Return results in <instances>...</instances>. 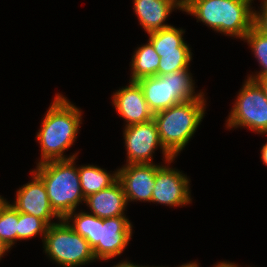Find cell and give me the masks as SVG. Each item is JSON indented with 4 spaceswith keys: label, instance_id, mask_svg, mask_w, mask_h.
Instances as JSON below:
<instances>
[{
    "label": "cell",
    "instance_id": "cell-12",
    "mask_svg": "<svg viewBox=\"0 0 267 267\" xmlns=\"http://www.w3.org/2000/svg\"><path fill=\"white\" fill-rule=\"evenodd\" d=\"M157 164H125L117 169L127 203L149 202L155 185Z\"/></svg>",
    "mask_w": 267,
    "mask_h": 267
},
{
    "label": "cell",
    "instance_id": "cell-9",
    "mask_svg": "<svg viewBox=\"0 0 267 267\" xmlns=\"http://www.w3.org/2000/svg\"><path fill=\"white\" fill-rule=\"evenodd\" d=\"M123 139L127 154L125 164H152L158 147L162 150L164 164L173 159L160 142L154 119L124 127Z\"/></svg>",
    "mask_w": 267,
    "mask_h": 267
},
{
    "label": "cell",
    "instance_id": "cell-11",
    "mask_svg": "<svg viewBox=\"0 0 267 267\" xmlns=\"http://www.w3.org/2000/svg\"><path fill=\"white\" fill-rule=\"evenodd\" d=\"M30 173L32 176L30 182L28 181L16 191L15 199L11 205L20 213L42 219L48 226L57 223L54 220L60 221L61 218L50 205L42 179L33 170Z\"/></svg>",
    "mask_w": 267,
    "mask_h": 267
},
{
    "label": "cell",
    "instance_id": "cell-25",
    "mask_svg": "<svg viewBox=\"0 0 267 267\" xmlns=\"http://www.w3.org/2000/svg\"><path fill=\"white\" fill-rule=\"evenodd\" d=\"M255 81L259 84V86L262 88L265 97L267 98V76L264 77H258L255 79Z\"/></svg>",
    "mask_w": 267,
    "mask_h": 267
},
{
    "label": "cell",
    "instance_id": "cell-28",
    "mask_svg": "<svg viewBox=\"0 0 267 267\" xmlns=\"http://www.w3.org/2000/svg\"><path fill=\"white\" fill-rule=\"evenodd\" d=\"M9 250H11V249L0 238V261H1L2 257H4V255L6 254V252H8Z\"/></svg>",
    "mask_w": 267,
    "mask_h": 267
},
{
    "label": "cell",
    "instance_id": "cell-15",
    "mask_svg": "<svg viewBox=\"0 0 267 267\" xmlns=\"http://www.w3.org/2000/svg\"><path fill=\"white\" fill-rule=\"evenodd\" d=\"M89 207V213L99 218H111L126 216L127 200L121 183L117 180L109 188L100 190L85 198V203Z\"/></svg>",
    "mask_w": 267,
    "mask_h": 267
},
{
    "label": "cell",
    "instance_id": "cell-10",
    "mask_svg": "<svg viewBox=\"0 0 267 267\" xmlns=\"http://www.w3.org/2000/svg\"><path fill=\"white\" fill-rule=\"evenodd\" d=\"M175 158L157 164L152 203L169 207H182L192 203L190 178L180 170L170 167ZM167 164V165H166Z\"/></svg>",
    "mask_w": 267,
    "mask_h": 267
},
{
    "label": "cell",
    "instance_id": "cell-14",
    "mask_svg": "<svg viewBox=\"0 0 267 267\" xmlns=\"http://www.w3.org/2000/svg\"><path fill=\"white\" fill-rule=\"evenodd\" d=\"M133 10L139 24L148 34L171 27L165 23L174 10L183 12V0H133Z\"/></svg>",
    "mask_w": 267,
    "mask_h": 267
},
{
    "label": "cell",
    "instance_id": "cell-27",
    "mask_svg": "<svg viewBox=\"0 0 267 267\" xmlns=\"http://www.w3.org/2000/svg\"><path fill=\"white\" fill-rule=\"evenodd\" d=\"M241 265H238V264H235V263H232L230 261H220L216 264H214V266L212 267H240ZM250 267V266H248Z\"/></svg>",
    "mask_w": 267,
    "mask_h": 267
},
{
    "label": "cell",
    "instance_id": "cell-19",
    "mask_svg": "<svg viewBox=\"0 0 267 267\" xmlns=\"http://www.w3.org/2000/svg\"><path fill=\"white\" fill-rule=\"evenodd\" d=\"M242 41L247 42L259 67H261L260 71L248 74L247 78L255 80L258 77L267 76V35H264L253 26Z\"/></svg>",
    "mask_w": 267,
    "mask_h": 267
},
{
    "label": "cell",
    "instance_id": "cell-24",
    "mask_svg": "<svg viewBox=\"0 0 267 267\" xmlns=\"http://www.w3.org/2000/svg\"><path fill=\"white\" fill-rule=\"evenodd\" d=\"M111 267H158V266H142V265H139V264H135L133 262H130L128 260H121L119 263H117L116 265L114 264V266H111Z\"/></svg>",
    "mask_w": 267,
    "mask_h": 267
},
{
    "label": "cell",
    "instance_id": "cell-20",
    "mask_svg": "<svg viewBox=\"0 0 267 267\" xmlns=\"http://www.w3.org/2000/svg\"><path fill=\"white\" fill-rule=\"evenodd\" d=\"M18 211L7 200L0 207V238L12 249L17 244Z\"/></svg>",
    "mask_w": 267,
    "mask_h": 267
},
{
    "label": "cell",
    "instance_id": "cell-23",
    "mask_svg": "<svg viewBox=\"0 0 267 267\" xmlns=\"http://www.w3.org/2000/svg\"><path fill=\"white\" fill-rule=\"evenodd\" d=\"M259 5V10L254 9L253 26L264 35H267V0H261Z\"/></svg>",
    "mask_w": 267,
    "mask_h": 267
},
{
    "label": "cell",
    "instance_id": "cell-16",
    "mask_svg": "<svg viewBox=\"0 0 267 267\" xmlns=\"http://www.w3.org/2000/svg\"><path fill=\"white\" fill-rule=\"evenodd\" d=\"M185 30L171 26L148 33V41L161 57L170 54H193L191 47L184 39Z\"/></svg>",
    "mask_w": 267,
    "mask_h": 267
},
{
    "label": "cell",
    "instance_id": "cell-22",
    "mask_svg": "<svg viewBox=\"0 0 267 267\" xmlns=\"http://www.w3.org/2000/svg\"><path fill=\"white\" fill-rule=\"evenodd\" d=\"M192 60V54L162 55L158 65V75L189 69Z\"/></svg>",
    "mask_w": 267,
    "mask_h": 267
},
{
    "label": "cell",
    "instance_id": "cell-18",
    "mask_svg": "<svg viewBox=\"0 0 267 267\" xmlns=\"http://www.w3.org/2000/svg\"><path fill=\"white\" fill-rule=\"evenodd\" d=\"M159 62L160 56L149 41L137 47L129 65L131 66L130 81H138L144 77L158 75Z\"/></svg>",
    "mask_w": 267,
    "mask_h": 267
},
{
    "label": "cell",
    "instance_id": "cell-26",
    "mask_svg": "<svg viewBox=\"0 0 267 267\" xmlns=\"http://www.w3.org/2000/svg\"><path fill=\"white\" fill-rule=\"evenodd\" d=\"M264 135H267V133H265ZM261 160L263 162L264 165L267 166V141L265 144L262 145V148H261Z\"/></svg>",
    "mask_w": 267,
    "mask_h": 267
},
{
    "label": "cell",
    "instance_id": "cell-8",
    "mask_svg": "<svg viewBox=\"0 0 267 267\" xmlns=\"http://www.w3.org/2000/svg\"><path fill=\"white\" fill-rule=\"evenodd\" d=\"M226 120V128H248L263 135L267 133V98L255 80L245 79L237 93Z\"/></svg>",
    "mask_w": 267,
    "mask_h": 267
},
{
    "label": "cell",
    "instance_id": "cell-17",
    "mask_svg": "<svg viewBox=\"0 0 267 267\" xmlns=\"http://www.w3.org/2000/svg\"><path fill=\"white\" fill-rule=\"evenodd\" d=\"M78 173L80 177V187L83 196L86 198L100 190L109 188L118 180V173L109 171L96 165H79Z\"/></svg>",
    "mask_w": 267,
    "mask_h": 267
},
{
    "label": "cell",
    "instance_id": "cell-2",
    "mask_svg": "<svg viewBox=\"0 0 267 267\" xmlns=\"http://www.w3.org/2000/svg\"><path fill=\"white\" fill-rule=\"evenodd\" d=\"M64 220L92 248L97 261L120 256L132 239L133 225L126 216L99 218L88 211H73Z\"/></svg>",
    "mask_w": 267,
    "mask_h": 267
},
{
    "label": "cell",
    "instance_id": "cell-30",
    "mask_svg": "<svg viewBox=\"0 0 267 267\" xmlns=\"http://www.w3.org/2000/svg\"><path fill=\"white\" fill-rule=\"evenodd\" d=\"M7 200L0 195V207L6 202Z\"/></svg>",
    "mask_w": 267,
    "mask_h": 267
},
{
    "label": "cell",
    "instance_id": "cell-7",
    "mask_svg": "<svg viewBox=\"0 0 267 267\" xmlns=\"http://www.w3.org/2000/svg\"><path fill=\"white\" fill-rule=\"evenodd\" d=\"M42 242L45 255L59 267H81L97 261L87 240L64 219L48 226Z\"/></svg>",
    "mask_w": 267,
    "mask_h": 267
},
{
    "label": "cell",
    "instance_id": "cell-21",
    "mask_svg": "<svg viewBox=\"0 0 267 267\" xmlns=\"http://www.w3.org/2000/svg\"><path fill=\"white\" fill-rule=\"evenodd\" d=\"M47 228L48 225L42 219L33 215L18 212L17 241H27L37 235H41L43 241Z\"/></svg>",
    "mask_w": 267,
    "mask_h": 267
},
{
    "label": "cell",
    "instance_id": "cell-29",
    "mask_svg": "<svg viewBox=\"0 0 267 267\" xmlns=\"http://www.w3.org/2000/svg\"><path fill=\"white\" fill-rule=\"evenodd\" d=\"M200 263H198V262H193V261H190L189 263H183L182 265H180V266H177V267H201L200 265H199ZM158 267H163V266H158ZM165 267V266H164ZM168 267V266H167Z\"/></svg>",
    "mask_w": 267,
    "mask_h": 267
},
{
    "label": "cell",
    "instance_id": "cell-4",
    "mask_svg": "<svg viewBox=\"0 0 267 267\" xmlns=\"http://www.w3.org/2000/svg\"><path fill=\"white\" fill-rule=\"evenodd\" d=\"M206 100L204 95L153 114L160 142L173 158H177L194 137L206 114Z\"/></svg>",
    "mask_w": 267,
    "mask_h": 267
},
{
    "label": "cell",
    "instance_id": "cell-3",
    "mask_svg": "<svg viewBox=\"0 0 267 267\" xmlns=\"http://www.w3.org/2000/svg\"><path fill=\"white\" fill-rule=\"evenodd\" d=\"M252 3L254 0H183V12L216 33L242 41L253 27Z\"/></svg>",
    "mask_w": 267,
    "mask_h": 267
},
{
    "label": "cell",
    "instance_id": "cell-6",
    "mask_svg": "<svg viewBox=\"0 0 267 267\" xmlns=\"http://www.w3.org/2000/svg\"><path fill=\"white\" fill-rule=\"evenodd\" d=\"M143 92L149 110L155 114L178 103L202 98L205 93L195 92V80L190 69L165 75L144 77L136 81Z\"/></svg>",
    "mask_w": 267,
    "mask_h": 267
},
{
    "label": "cell",
    "instance_id": "cell-1",
    "mask_svg": "<svg viewBox=\"0 0 267 267\" xmlns=\"http://www.w3.org/2000/svg\"><path fill=\"white\" fill-rule=\"evenodd\" d=\"M61 93L55 94L41 126L36 133L40 144V160L36 164L52 160H68L78 157L79 151L66 156L64 152L74 145L81 124L82 110Z\"/></svg>",
    "mask_w": 267,
    "mask_h": 267
},
{
    "label": "cell",
    "instance_id": "cell-13",
    "mask_svg": "<svg viewBox=\"0 0 267 267\" xmlns=\"http://www.w3.org/2000/svg\"><path fill=\"white\" fill-rule=\"evenodd\" d=\"M111 99L119 117L126 123L124 127L153 119V113L149 110L142 89L136 81L129 80L127 86L113 92Z\"/></svg>",
    "mask_w": 267,
    "mask_h": 267
},
{
    "label": "cell",
    "instance_id": "cell-5",
    "mask_svg": "<svg viewBox=\"0 0 267 267\" xmlns=\"http://www.w3.org/2000/svg\"><path fill=\"white\" fill-rule=\"evenodd\" d=\"M76 159L46 161L33 170L42 179L50 205L61 219L85 203Z\"/></svg>",
    "mask_w": 267,
    "mask_h": 267
}]
</instances>
